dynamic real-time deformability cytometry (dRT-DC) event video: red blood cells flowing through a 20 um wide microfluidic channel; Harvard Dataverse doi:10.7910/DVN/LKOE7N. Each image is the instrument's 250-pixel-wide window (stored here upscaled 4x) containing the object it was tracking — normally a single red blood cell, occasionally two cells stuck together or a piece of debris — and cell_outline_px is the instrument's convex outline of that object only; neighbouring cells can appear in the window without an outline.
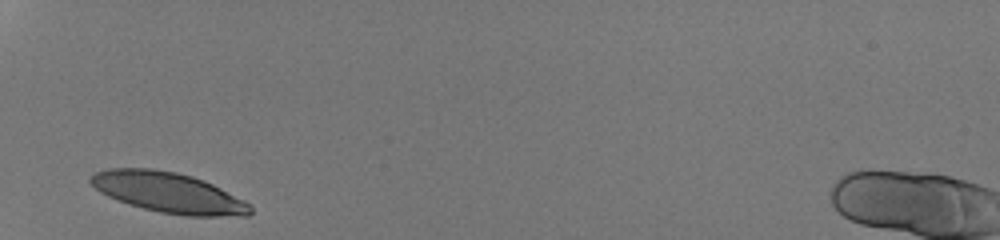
{"species": "human", "species_latin": "Homo sapiens", "temperature_condition": "room temperature", "stored_images_in_passage": 25, "camera_frame_rate_fps": 3000, "um_per_image_px": 0.085, "donor": {"sex": "male"}, "frame": {"image": 1, "passage_image": 1, "time_ms": 0.0, "image_size_px": [1000, 240], "cell_outline_px": [[252, 212], [248, 216], [188, 216], [160, 212], [128, 204], [108, 196], [100, 192], [88, 180], [88, 176], [96, 172], [108, 168], [152, 168], [176, 172], [192, 176], [204, 180], [244, 200], [252, 208]], "centroid_in_image_um": [14.3, 16.36], "position_along_channel_um": 70.7, "area_um2": 37.51}}
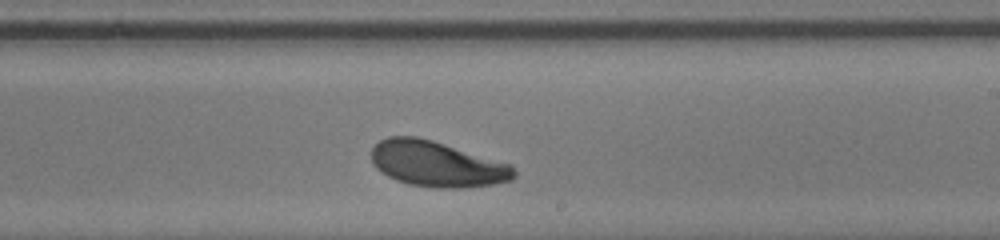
{"frame": {"image": 2, "passage_image": 15, "time_ms": 4.667, "image_size_px": [1000, 240], "cell_outline_px": [[516, 176], [512, 180], [492, 184], [464, 188], [436, 188], [412, 184], [396, 180], [380, 172], [372, 164], [372, 148], [380, 140], [388, 136], [416, 136], [432, 140], [512, 164], [516, 172]], "centroid_in_image_um": [37.14, 13.94], "position_along_channel_um": 251.9, "area_um2": 37.97}}
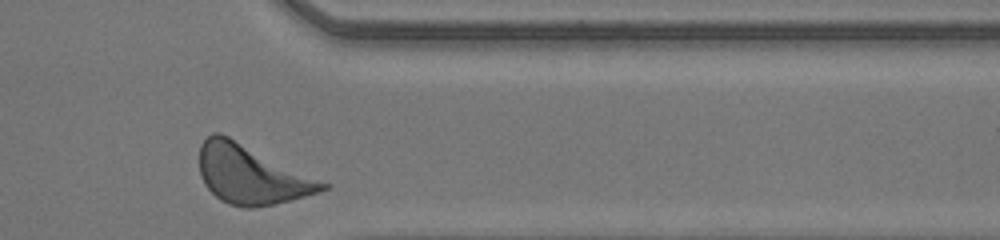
{"frame": {"image": 3, "passage_image": 25, "time_ms": 8.0, "image_size_px": [1000, 240], "cell_outline_px": [[328, 188], [320, 192], [272, 204], [252, 208], [244, 208], [228, 204], [220, 200], [204, 184], [200, 176], [200, 144], [212, 132], [220, 132], [328, 184]], "centroid_in_image_um": [21.3, 14.84], "position_along_channel_um": 390.1, "area_um2": 41.44}, "authors_computed_cell_mechanics": {"area_um2": 37.7434, "velocity_mm_per_s": 4.1618, "shape_relaxation_time_tau1_ms": 2.4361, "shape_relaxation_time_tau2_ms": null, "deformation_change_tau1": 0.1229, "deformation_change_tau2": null}}